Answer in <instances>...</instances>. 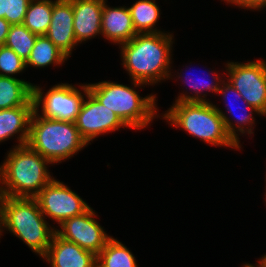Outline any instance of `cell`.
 <instances>
[{"mask_svg": "<svg viewBox=\"0 0 266 267\" xmlns=\"http://www.w3.org/2000/svg\"><path fill=\"white\" fill-rule=\"evenodd\" d=\"M173 36L170 32L137 34L119 46L122 67L129 73L134 88L172 79Z\"/></svg>", "mask_w": 266, "mask_h": 267, "instance_id": "1", "label": "cell"}, {"mask_svg": "<svg viewBox=\"0 0 266 267\" xmlns=\"http://www.w3.org/2000/svg\"><path fill=\"white\" fill-rule=\"evenodd\" d=\"M0 165V196L35 198L54 177L51 164L27 144L13 146Z\"/></svg>", "mask_w": 266, "mask_h": 267, "instance_id": "2", "label": "cell"}, {"mask_svg": "<svg viewBox=\"0 0 266 267\" xmlns=\"http://www.w3.org/2000/svg\"><path fill=\"white\" fill-rule=\"evenodd\" d=\"M0 229L1 235L8 230L39 257L46 254L55 233L35 198L8 196H0Z\"/></svg>", "mask_w": 266, "mask_h": 267, "instance_id": "3", "label": "cell"}, {"mask_svg": "<svg viewBox=\"0 0 266 267\" xmlns=\"http://www.w3.org/2000/svg\"><path fill=\"white\" fill-rule=\"evenodd\" d=\"M161 116L170 126L214 146L240 150L226 131L222 116L211 101L175 102Z\"/></svg>", "mask_w": 266, "mask_h": 267, "instance_id": "4", "label": "cell"}, {"mask_svg": "<svg viewBox=\"0 0 266 267\" xmlns=\"http://www.w3.org/2000/svg\"><path fill=\"white\" fill-rule=\"evenodd\" d=\"M87 86L100 104L114 112L132 130L145 129L155 117L160 118L155 94L141 97L133 87L111 81Z\"/></svg>", "mask_w": 266, "mask_h": 267, "instance_id": "5", "label": "cell"}, {"mask_svg": "<svg viewBox=\"0 0 266 267\" xmlns=\"http://www.w3.org/2000/svg\"><path fill=\"white\" fill-rule=\"evenodd\" d=\"M27 145L53 165L73 157L88 144L75 122L48 119L34 110Z\"/></svg>", "mask_w": 266, "mask_h": 267, "instance_id": "6", "label": "cell"}, {"mask_svg": "<svg viewBox=\"0 0 266 267\" xmlns=\"http://www.w3.org/2000/svg\"><path fill=\"white\" fill-rule=\"evenodd\" d=\"M79 87L80 90L75 85L59 83L45 93L40 86L33 85L34 108L36 111L42 108V117L75 122L84 97L89 92L87 84Z\"/></svg>", "mask_w": 266, "mask_h": 267, "instance_id": "7", "label": "cell"}, {"mask_svg": "<svg viewBox=\"0 0 266 267\" xmlns=\"http://www.w3.org/2000/svg\"><path fill=\"white\" fill-rule=\"evenodd\" d=\"M226 79L243 99L262 116L266 115V61L228 62Z\"/></svg>", "mask_w": 266, "mask_h": 267, "instance_id": "8", "label": "cell"}, {"mask_svg": "<svg viewBox=\"0 0 266 267\" xmlns=\"http://www.w3.org/2000/svg\"><path fill=\"white\" fill-rule=\"evenodd\" d=\"M44 217L60 225L64 220L84 214L91 207L77 193L52 179L35 197Z\"/></svg>", "mask_w": 266, "mask_h": 267, "instance_id": "9", "label": "cell"}, {"mask_svg": "<svg viewBox=\"0 0 266 267\" xmlns=\"http://www.w3.org/2000/svg\"><path fill=\"white\" fill-rule=\"evenodd\" d=\"M95 211L90 208L84 214L64 220L55 233L63 239L76 243L96 256L112 238L95 219Z\"/></svg>", "mask_w": 266, "mask_h": 267, "instance_id": "10", "label": "cell"}, {"mask_svg": "<svg viewBox=\"0 0 266 267\" xmlns=\"http://www.w3.org/2000/svg\"><path fill=\"white\" fill-rule=\"evenodd\" d=\"M75 124L87 144H91V141L100 135L127 127L114 112L100 104L90 92L83 100Z\"/></svg>", "mask_w": 266, "mask_h": 267, "instance_id": "11", "label": "cell"}, {"mask_svg": "<svg viewBox=\"0 0 266 267\" xmlns=\"http://www.w3.org/2000/svg\"><path fill=\"white\" fill-rule=\"evenodd\" d=\"M218 94L222 95L223 99L225 100L226 106L225 108L227 109L228 114L232 115V119L234 120V122L232 121V119L230 117L227 116V114H225V112H223L221 110V108L216 107V109L218 110V112L220 113V115L222 116V119L224 121V125L226 128L227 133L229 134V136L232 138V140L239 145L240 144V138L239 133L241 134H254L253 132V125H255V119L253 116V111L257 114L260 115L261 114L252 106H250L244 99L243 97L240 95V93L232 86V84L228 81L225 82V79L222 81V83L220 84L219 90H218ZM229 95V96H228ZM230 95L236 97L235 101H242L245 105V107H242V110L244 112H247L245 114H237L233 111L232 106H234L229 102H227L228 100H234L233 98H230ZM230 98V99H229ZM232 102V101H230ZM228 105V106H227ZM237 105V104H236ZM228 107V108H227ZM238 108L240 106H237ZM241 109V108H239ZM246 109V110H245ZM243 113V112H242ZM234 117V118H233ZM236 119V121H235ZM232 121V122H231ZM235 123V124H233ZM237 131V132H236ZM239 131V132H238Z\"/></svg>", "mask_w": 266, "mask_h": 267, "instance_id": "12", "label": "cell"}, {"mask_svg": "<svg viewBox=\"0 0 266 267\" xmlns=\"http://www.w3.org/2000/svg\"><path fill=\"white\" fill-rule=\"evenodd\" d=\"M73 7L70 0L53 1L51 23L45 34L68 58L78 45L73 27Z\"/></svg>", "mask_w": 266, "mask_h": 267, "instance_id": "13", "label": "cell"}, {"mask_svg": "<svg viewBox=\"0 0 266 267\" xmlns=\"http://www.w3.org/2000/svg\"><path fill=\"white\" fill-rule=\"evenodd\" d=\"M51 267H97V256L56 233L42 257Z\"/></svg>", "mask_w": 266, "mask_h": 267, "instance_id": "14", "label": "cell"}, {"mask_svg": "<svg viewBox=\"0 0 266 267\" xmlns=\"http://www.w3.org/2000/svg\"><path fill=\"white\" fill-rule=\"evenodd\" d=\"M73 7V27L77 43L101 35L103 4L107 0H70Z\"/></svg>", "mask_w": 266, "mask_h": 267, "instance_id": "15", "label": "cell"}, {"mask_svg": "<svg viewBox=\"0 0 266 267\" xmlns=\"http://www.w3.org/2000/svg\"><path fill=\"white\" fill-rule=\"evenodd\" d=\"M105 1L102 10L101 35L115 44L127 43L137 35L128 7H110Z\"/></svg>", "mask_w": 266, "mask_h": 267, "instance_id": "16", "label": "cell"}, {"mask_svg": "<svg viewBox=\"0 0 266 267\" xmlns=\"http://www.w3.org/2000/svg\"><path fill=\"white\" fill-rule=\"evenodd\" d=\"M34 110V106H19L0 110V143L17 135L18 146L26 145Z\"/></svg>", "mask_w": 266, "mask_h": 267, "instance_id": "17", "label": "cell"}, {"mask_svg": "<svg viewBox=\"0 0 266 267\" xmlns=\"http://www.w3.org/2000/svg\"><path fill=\"white\" fill-rule=\"evenodd\" d=\"M34 106L33 84L19 78L0 76V110Z\"/></svg>", "mask_w": 266, "mask_h": 267, "instance_id": "18", "label": "cell"}, {"mask_svg": "<svg viewBox=\"0 0 266 267\" xmlns=\"http://www.w3.org/2000/svg\"><path fill=\"white\" fill-rule=\"evenodd\" d=\"M128 8L137 34L165 32L155 27L161 14L156 0H138Z\"/></svg>", "mask_w": 266, "mask_h": 267, "instance_id": "19", "label": "cell"}, {"mask_svg": "<svg viewBox=\"0 0 266 267\" xmlns=\"http://www.w3.org/2000/svg\"><path fill=\"white\" fill-rule=\"evenodd\" d=\"M68 57L45 35L37 37L30 56L25 62L29 66L43 68L48 65H62Z\"/></svg>", "mask_w": 266, "mask_h": 267, "instance_id": "20", "label": "cell"}, {"mask_svg": "<svg viewBox=\"0 0 266 267\" xmlns=\"http://www.w3.org/2000/svg\"><path fill=\"white\" fill-rule=\"evenodd\" d=\"M97 267H138L134 254L115 238H111L97 255Z\"/></svg>", "mask_w": 266, "mask_h": 267, "instance_id": "21", "label": "cell"}, {"mask_svg": "<svg viewBox=\"0 0 266 267\" xmlns=\"http://www.w3.org/2000/svg\"><path fill=\"white\" fill-rule=\"evenodd\" d=\"M52 0H30L23 25L32 33L45 35L51 23Z\"/></svg>", "mask_w": 266, "mask_h": 267, "instance_id": "22", "label": "cell"}, {"mask_svg": "<svg viewBox=\"0 0 266 267\" xmlns=\"http://www.w3.org/2000/svg\"><path fill=\"white\" fill-rule=\"evenodd\" d=\"M38 36L39 35L32 33L23 24L11 25L5 46L12 49L26 62Z\"/></svg>", "mask_w": 266, "mask_h": 267, "instance_id": "23", "label": "cell"}, {"mask_svg": "<svg viewBox=\"0 0 266 267\" xmlns=\"http://www.w3.org/2000/svg\"><path fill=\"white\" fill-rule=\"evenodd\" d=\"M186 76H188V78H191V76L189 77V74L188 75L185 74V77ZM219 76L220 75L216 74V72H215L214 75L211 76L214 81L212 80V81H210V83L208 80L207 81L205 80V77L203 78L202 82H200V84H199L198 80L192 79V82H189V80L191 81V79H189L188 80V82L190 84L189 86L191 89H193V91L191 90V92H193V93L190 94V92H187V91L185 93L183 92V93L179 94V96L177 97L175 102H187V101H198V102L204 101V102H206V101H209V99H206L207 94L205 92L206 91H209V92L212 91L216 94L218 93L220 84L223 81L220 79ZM186 79H187V77H186ZM184 83H186V82H184Z\"/></svg>", "mask_w": 266, "mask_h": 267, "instance_id": "24", "label": "cell"}, {"mask_svg": "<svg viewBox=\"0 0 266 267\" xmlns=\"http://www.w3.org/2000/svg\"><path fill=\"white\" fill-rule=\"evenodd\" d=\"M26 69L25 61L12 49L0 46V76L13 77Z\"/></svg>", "mask_w": 266, "mask_h": 267, "instance_id": "25", "label": "cell"}, {"mask_svg": "<svg viewBox=\"0 0 266 267\" xmlns=\"http://www.w3.org/2000/svg\"><path fill=\"white\" fill-rule=\"evenodd\" d=\"M30 0H0V18L11 25L23 24Z\"/></svg>", "mask_w": 266, "mask_h": 267, "instance_id": "26", "label": "cell"}, {"mask_svg": "<svg viewBox=\"0 0 266 267\" xmlns=\"http://www.w3.org/2000/svg\"><path fill=\"white\" fill-rule=\"evenodd\" d=\"M240 8H247V10H262L266 7V0H238L235 4Z\"/></svg>", "mask_w": 266, "mask_h": 267, "instance_id": "27", "label": "cell"}, {"mask_svg": "<svg viewBox=\"0 0 266 267\" xmlns=\"http://www.w3.org/2000/svg\"><path fill=\"white\" fill-rule=\"evenodd\" d=\"M11 24L4 18H0V46L5 45Z\"/></svg>", "mask_w": 266, "mask_h": 267, "instance_id": "28", "label": "cell"}, {"mask_svg": "<svg viewBox=\"0 0 266 267\" xmlns=\"http://www.w3.org/2000/svg\"><path fill=\"white\" fill-rule=\"evenodd\" d=\"M258 263H259L262 267H266V255L262 256V258L259 259Z\"/></svg>", "mask_w": 266, "mask_h": 267, "instance_id": "29", "label": "cell"}, {"mask_svg": "<svg viewBox=\"0 0 266 267\" xmlns=\"http://www.w3.org/2000/svg\"><path fill=\"white\" fill-rule=\"evenodd\" d=\"M257 264H258L257 267H262L259 263H257ZM242 267H256V266L249 264V263H246Z\"/></svg>", "mask_w": 266, "mask_h": 267, "instance_id": "30", "label": "cell"}, {"mask_svg": "<svg viewBox=\"0 0 266 267\" xmlns=\"http://www.w3.org/2000/svg\"><path fill=\"white\" fill-rule=\"evenodd\" d=\"M223 1H225L227 4L229 3H231V4H235L238 0H223Z\"/></svg>", "mask_w": 266, "mask_h": 267, "instance_id": "31", "label": "cell"}]
</instances>
